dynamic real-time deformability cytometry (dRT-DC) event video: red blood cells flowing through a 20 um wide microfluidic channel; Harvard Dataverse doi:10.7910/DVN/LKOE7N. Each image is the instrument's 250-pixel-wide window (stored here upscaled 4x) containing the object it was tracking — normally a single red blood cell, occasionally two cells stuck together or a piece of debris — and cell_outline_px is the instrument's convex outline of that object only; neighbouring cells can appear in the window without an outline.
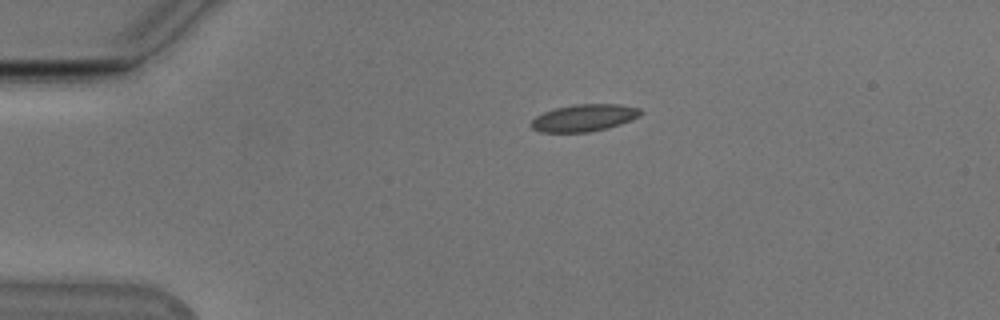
{"species": "Egyptian fruit bat (a non-hibernating species)", "species_latin": "Rousettus aegyptiacus", "temperature_condition": "cold", "stored_images_in_passage": 43, "camera_frame_rate_fps": 3000, "um_per_image_px": 0.085, "animal": {"sex": "male"}, "frame": {"image": 1, "passage_image": 1, "time_ms": 0.0, "image_size_px": [1000, 320], "cell_outline_px": [[644, 112], [640, 116], [620, 124], [608, 128], [588, 132], [540, 132], [532, 128], [528, 124], [536, 116], [544, 112], [556, 108], [576, 104], [620, 104], [640, 108]], "centroid_in_image_um": [49.65, 10.01], "position_along_channel_um": 35.3, "area_um2": 17.34}}
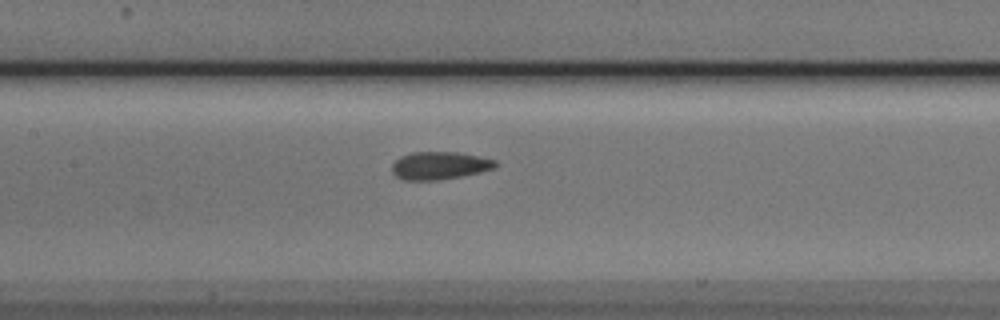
{"frame": {"image": 2, "passage_image": 15, "time_ms": 4.667, "image_size_px": [1000, 320], "cell_outline_px": [[500, 164], [496, 168], [480, 172], [460, 176], [436, 180], [404, 180], [396, 176], [392, 172], [392, 164], [400, 156], [412, 152], [456, 152], [496, 160]], "centroid_in_image_um": [37.37, 14.07], "position_along_channel_um": 170.0, "area_um2": 16.7}}
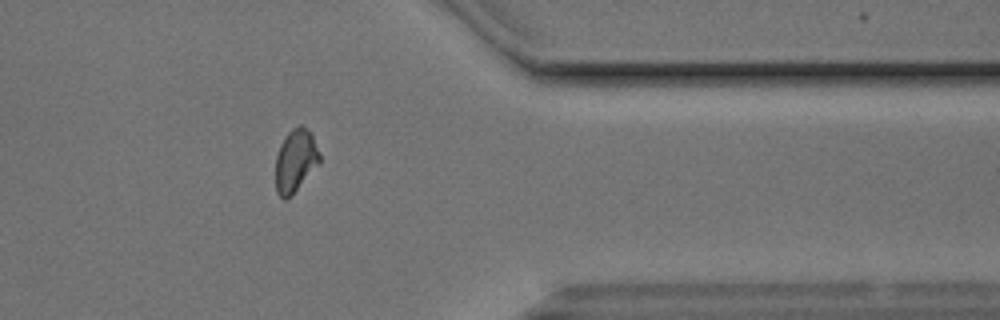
{"frame": {"image": 3, "passage_image": 33, "time_ms": 10.667, "image_size_px": [1000, 320], "cell_outline_px": [[320, 164], [288, 200], [284, 200], [276, 192], [276, 156], [280, 144], [288, 132], [292, 128], [300, 124], [312, 132], [320, 156]], "centroid_in_image_um": [25.13, 13.67], "position_along_channel_um": 386.3, "area_um2": 16.42}, "authors_computed_cell_mechanics": {"area_um2": 16.473, "velocity_mm_per_s": 3.8299, "shape_relaxation_time_tau1_ms": null, "shape_relaxation_time_tau2_ms": 1.1256, "deformation_change_tau1": null, "deformation_change_tau2": 0.0671}}